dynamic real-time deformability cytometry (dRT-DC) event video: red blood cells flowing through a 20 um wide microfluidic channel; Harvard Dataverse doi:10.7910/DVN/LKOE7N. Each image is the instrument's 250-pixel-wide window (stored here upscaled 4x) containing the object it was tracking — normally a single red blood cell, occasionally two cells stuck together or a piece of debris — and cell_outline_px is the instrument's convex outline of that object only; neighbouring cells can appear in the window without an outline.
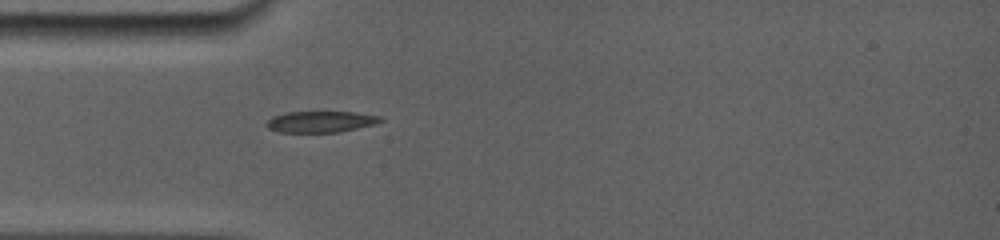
{"species": "common noctule bat (a hibernating species)", "species_latin": "Nyctalus noctula", "temperature_condition": "room temperature", "stored_images_in_passage": 2, "camera_frame_rate_fps": 5000, "um_per_image_px": 0.085, "animal": {"sex": "female", "body_mass_g": 19.0, "forearm_length_mm": 56.7}, "frame": {"image": 1, "passage_image": 1, "time_ms": 0.0, "image_size_px": [1000, 240], "cell_outline_px": [[384, 120], [376, 124], [336, 132], [284, 132], [268, 128], [264, 124], [272, 116], [288, 112], [352, 112], [380, 116]], "centroid_in_image_um": [27.25, 10.34], "position_along_channel_um": 57.7, "area_um2": 13.93}}
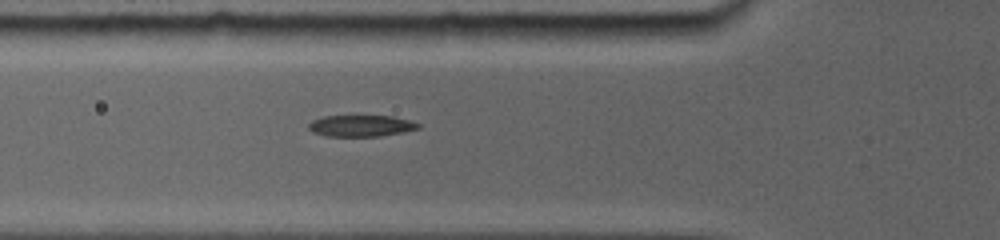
{"frame": {"image": 2, "passage_image": 2, "time_ms": 1.0, "image_size_px": [1000, 240], "cell_outline_px": [[420, 128], [400, 132], [376, 136], [328, 136], [316, 132], [308, 128], [308, 124], [312, 120], [324, 116], [392, 116], [408, 120], [420, 124]], "centroid_in_image_um": [30.67, 10.68], "position_along_channel_um": 95.1, "area_um2": 13.35}}